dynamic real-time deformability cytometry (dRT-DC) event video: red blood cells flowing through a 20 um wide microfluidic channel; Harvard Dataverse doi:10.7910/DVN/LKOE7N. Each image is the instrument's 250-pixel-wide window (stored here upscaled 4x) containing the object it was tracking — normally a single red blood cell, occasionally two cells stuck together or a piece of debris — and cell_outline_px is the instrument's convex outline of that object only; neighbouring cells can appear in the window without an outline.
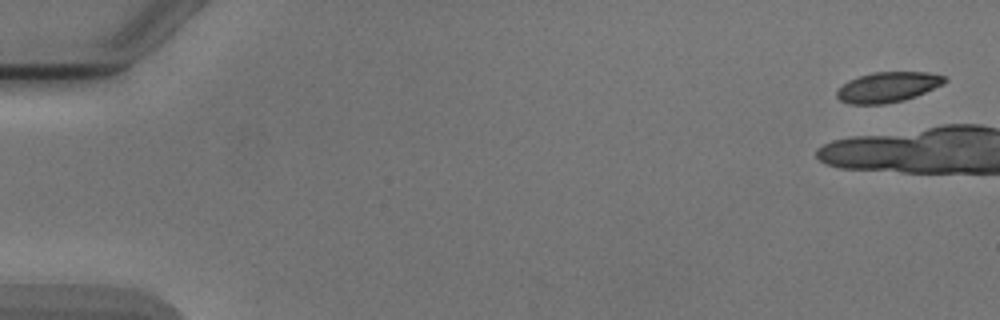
{"species": "Egyptian fruit bat (a non-hibernating species)", "species_latin": "Rousettus aegyptiacus", "temperature_condition": "cold", "stored_images_in_passage": 2, "segment_of_instrument_passage": [2, 2], "camera_frame_rate_fps": 3000, "um_per_image_px": 0.085, "animal": {"sex": "male"}, "frame": {"image": 1, "passage_image": 2, "time_ms": 1.333, "image_size_px": [1000, 320], "cell_outline_px": [[948, 80], [944, 84], [916, 96], [904, 100], [884, 104], [848, 104], [840, 100], [836, 96], [836, 92], [848, 80], [872, 72], [928, 72], [944, 76]], "centroid_in_image_um": [75.47, 7.4], "position_along_channel_um": 9.5, "area_um2": 19.02}}